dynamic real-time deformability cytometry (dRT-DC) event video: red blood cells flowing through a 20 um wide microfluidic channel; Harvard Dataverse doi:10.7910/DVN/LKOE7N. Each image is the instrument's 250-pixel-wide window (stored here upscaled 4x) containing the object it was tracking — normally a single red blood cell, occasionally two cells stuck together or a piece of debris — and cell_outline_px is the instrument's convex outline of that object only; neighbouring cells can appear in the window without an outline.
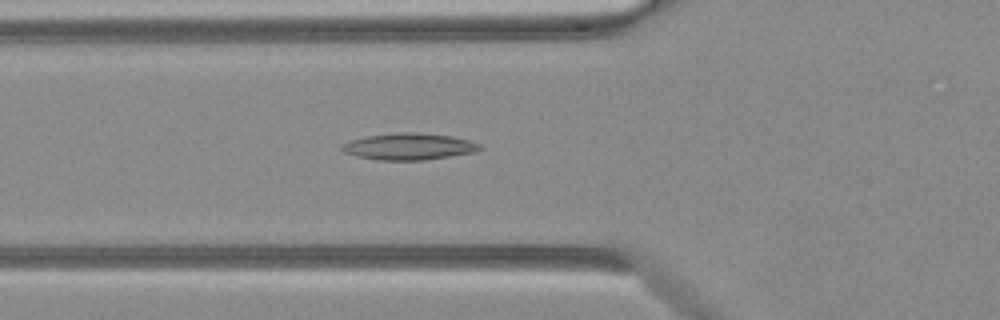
{"species": "Egyptian fruit bat (a non-hibernating species)", "species_latin": "Rousettus aegyptiacus", "temperature_condition": "warm", "stored_images_in_passage": 37, "camera_frame_rate_fps": 3000, "um_per_image_px": 0.085, "animal": {"sex": "female"}, "frame": {"image": 1, "passage_image": 6, "time_ms": 1.667, "image_size_px": [1000, 320], "cell_outline_px": [[484, 148], [472, 152], [424, 160], [376, 160], [344, 152], [340, 148], [344, 144], [352, 140], [368, 136], [404, 132], [416, 132], [452, 136], [468, 140], [480, 144]], "centroid_in_image_um": [34.79, 12.45], "position_along_channel_um": 91.0, "area_um2": 20.98}}
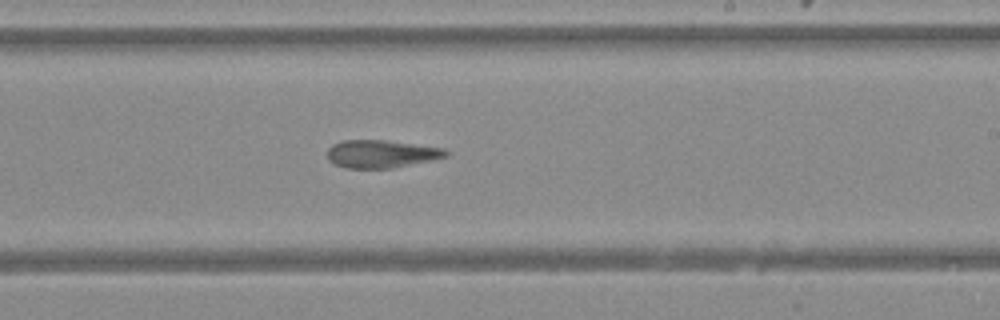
{"frame": {"image": 2, "passage_image": 18, "time_ms": 5.667, "image_size_px": [1000, 320], "cell_outline_px": [[448, 156], [432, 160], [392, 168], [344, 168], [328, 160], [328, 148], [332, 144], [340, 140], [384, 140], [444, 148], [448, 152]], "centroid_in_image_um": [32.39, 13.08], "position_along_channel_um": 256.6, "area_um2": 19.19}}
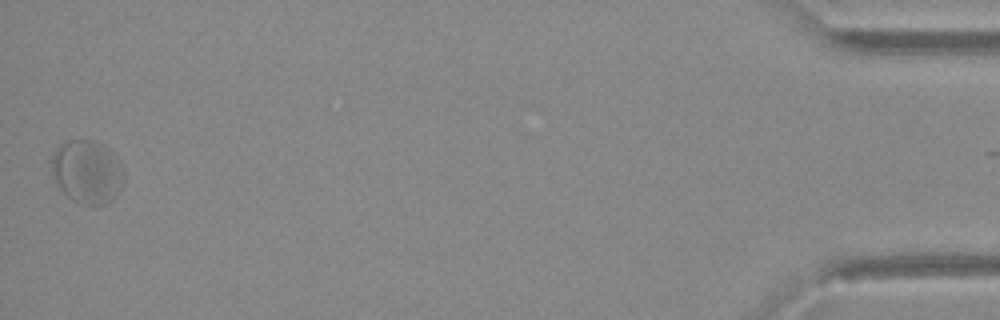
{"frame": {"image": 3, "passage_image": 37, "time_ms": 12.0, "image_size_px": [1000, 320], "cell_outline_px": [[124, 180], [120, 192], [112, 200], [104, 204], [80, 204], [72, 200], [60, 188], [52, 172], [48, 160], [56, 148], [60, 144], [68, 140], [88, 140], [104, 144], [112, 152], [124, 168]], "centroid_in_image_um": [7.41, 14.59], "position_along_channel_um": 427.8, "area_um2": 27.05}}